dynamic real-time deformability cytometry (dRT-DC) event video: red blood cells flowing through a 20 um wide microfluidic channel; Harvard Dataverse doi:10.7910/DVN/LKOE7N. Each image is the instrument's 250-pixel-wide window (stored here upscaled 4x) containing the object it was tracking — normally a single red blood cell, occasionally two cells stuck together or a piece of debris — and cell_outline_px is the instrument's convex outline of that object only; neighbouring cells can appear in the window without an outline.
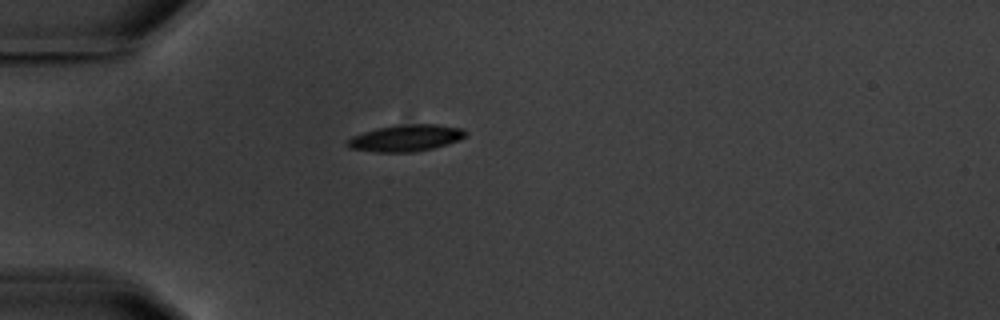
{"species": "common noctule bat (a hibernating species)", "species_latin": "Nyctalus noctula", "temperature_condition": "warm", "stored_images_in_passage": 5, "camera_frame_rate_fps": 3000, "um_per_image_px": 0.085, "animal": {"sex": "male", "body_mass_g": 20.1, "forearm_length_mm": 53.5}, "frame": {"image": 1, "passage_image": 1, "time_ms": 0.0, "image_size_px": [1000, 320], "cell_outline_px": [[468, 136], [460, 140], [448, 144], [416, 152], [376, 152], [348, 148], [344, 144], [352, 136], [376, 128], [396, 124], [436, 124], [464, 128], [468, 132]], "centroid_in_image_um": [34.53, 11.72], "position_along_channel_um": 50.5, "area_um2": 18.73}}